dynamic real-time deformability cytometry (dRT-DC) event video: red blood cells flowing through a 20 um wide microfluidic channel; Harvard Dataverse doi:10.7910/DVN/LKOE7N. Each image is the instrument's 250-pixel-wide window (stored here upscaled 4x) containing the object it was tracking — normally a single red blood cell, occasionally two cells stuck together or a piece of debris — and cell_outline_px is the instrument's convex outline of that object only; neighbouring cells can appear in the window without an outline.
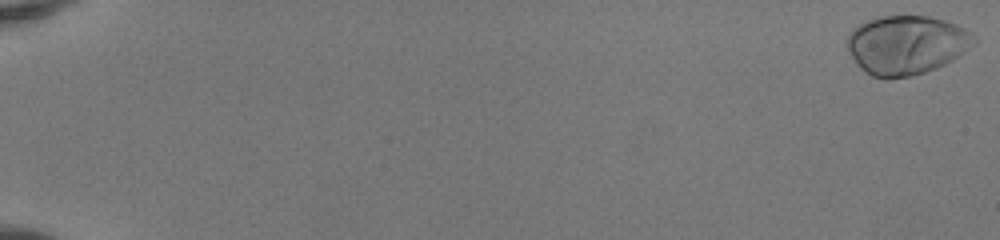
{"species": "human", "species_latin": "Homo sapiens", "temperature_condition": "room temperature", "stored_images_in_passage": 52, "camera_frame_rate_fps": 3000, "um_per_image_px": 0.085, "donor": {"sex": "female"}, "frame": {"image": 1, "passage_image": 1, "time_ms": 0.0, "image_size_px": [1000, 240], "cell_outline_px": [[976, 44], [952, 60], [936, 68], [912, 76], [888, 80], [884, 80], [872, 76], [860, 68], [856, 64], [848, 48], [848, 36], [852, 28], [868, 20], [880, 16], [928, 16], [944, 20], [956, 24], [972, 32], [976, 36]], "centroid_in_image_um": [77.06, 3.83], "position_along_channel_um": 7.9, "area_um2": 43.87}}
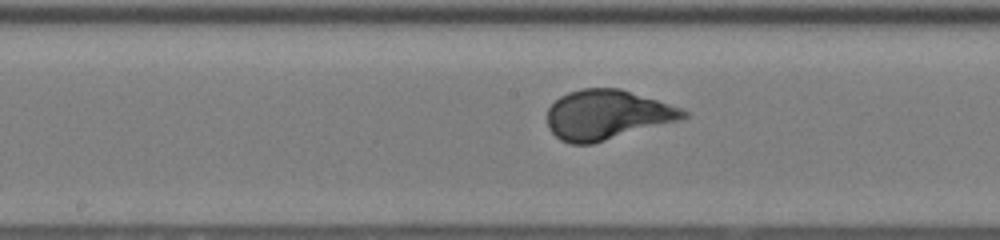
{"frame": {"image": 2, "passage_image": 30, "time_ms": 9.667, "image_size_px": [1000, 240], "cell_outline_px": [[688, 116], [680, 120], [592, 144], [572, 144], [560, 140], [548, 128], [548, 108], [560, 96], [568, 92], [580, 88], [620, 88], [680, 108], [688, 112]], "centroid_in_image_um": [51.57, 9.76], "position_along_channel_um": 196.6, "area_um2": 39.13}}
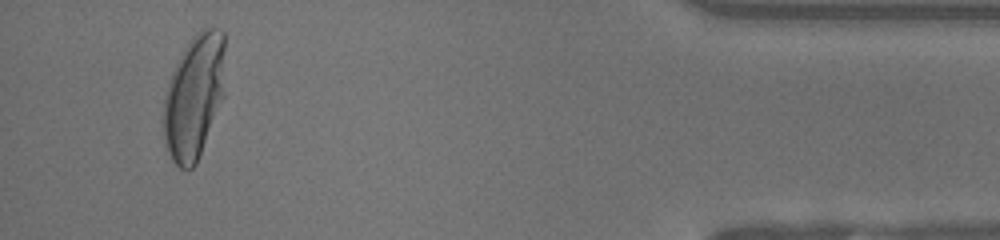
{"frame": {"image": 3, "passage_image": 50, "time_ms": 16.333, "image_size_px": [1000, 240], "cell_outline_px": [[224, 96], [196, 164], [192, 168], [184, 172], [172, 160], [168, 152], [164, 136], [164, 96], [168, 80], [180, 56], [192, 36], [196, 32], [204, 28], [220, 28], [224, 32]], "centroid_in_image_um": [16.51, 8.21], "position_along_channel_um": 418.7, "area_um2": 44.74}, "authors_computed_cell_mechanics": {"area_um2": 39.3329, "velocity_mm_per_s": 4.1229, "shape_relaxation_time_tau1_ms": 2.4044, "shape_relaxation_time_tau2_ms": null, "deformation_change_tau1": 0.182, "deformation_change_tau2": null}}